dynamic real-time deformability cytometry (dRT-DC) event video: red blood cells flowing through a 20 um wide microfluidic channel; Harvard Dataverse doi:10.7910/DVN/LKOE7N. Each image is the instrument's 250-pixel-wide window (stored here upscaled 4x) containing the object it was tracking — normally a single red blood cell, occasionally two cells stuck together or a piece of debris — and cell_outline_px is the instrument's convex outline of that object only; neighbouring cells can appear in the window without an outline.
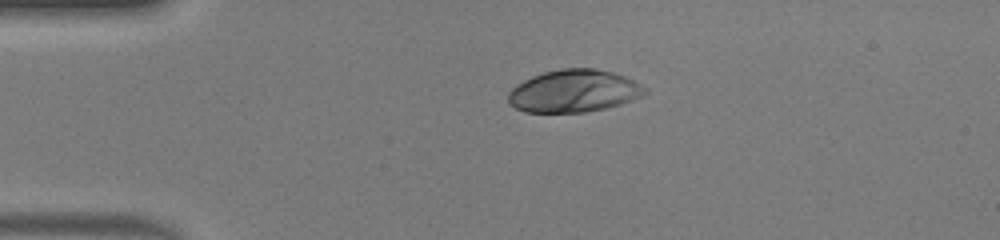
{"species": "human", "species_latin": "Homo sapiens", "temperature_condition": "warm", "stored_images_in_passage": 2, "camera_frame_rate_fps": 3000, "um_per_image_px": 0.085, "donor": {"sex": "male"}, "frame": {"image": 1, "passage_image": 1, "time_ms": 0.0, "image_size_px": [1000, 240], "cell_outline_px": [[648, 92], [632, 100], [620, 104], [604, 108], [584, 112], [524, 112], [508, 104], [508, 92], [516, 84], [532, 76], [544, 72], [560, 68], [596, 68], [612, 72], [624, 76], [648, 88]], "centroid_in_image_um": [48.75, 7.73], "position_along_channel_um": 36.2, "area_um2": 33.87}}